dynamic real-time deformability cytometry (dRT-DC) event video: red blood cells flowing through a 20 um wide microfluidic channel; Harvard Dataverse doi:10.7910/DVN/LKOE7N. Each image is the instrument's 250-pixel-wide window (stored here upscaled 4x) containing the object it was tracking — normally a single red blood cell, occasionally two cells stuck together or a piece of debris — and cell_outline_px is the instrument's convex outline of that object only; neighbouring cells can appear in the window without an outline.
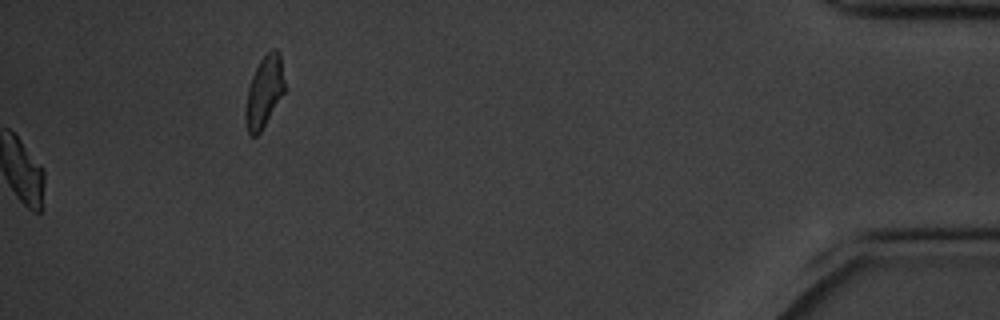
{"species": "common noctule bat (a hibernating species)", "species_latin": "Nyctalus noctula", "temperature_condition": "cold", "stored_images_in_passage": 15, "camera_frame_rate_fps": 3000, "um_per_image_px": 0.085, "animal": {"sex": "male", "body_mass_g": 20.1, "forearm_length_mm": 53.5}, "frame": {"image": 1, "passage_image": 15, "time_ms": 4.667, "image_size_px": [1000, 320], "cell_outline_px": [[284, 92], [260, 132], [256, 136], [252, 136], [248, 132], [244, 120], [244, 108], [248, 88], [252, 76], [260, 60], [272, 48], [276, 48], [280, 52], [284, 80]], "centroid_in_image_um": [22.43, 7.79], "position_along_channel_um": 412.8, "area_um2": 16.18}}